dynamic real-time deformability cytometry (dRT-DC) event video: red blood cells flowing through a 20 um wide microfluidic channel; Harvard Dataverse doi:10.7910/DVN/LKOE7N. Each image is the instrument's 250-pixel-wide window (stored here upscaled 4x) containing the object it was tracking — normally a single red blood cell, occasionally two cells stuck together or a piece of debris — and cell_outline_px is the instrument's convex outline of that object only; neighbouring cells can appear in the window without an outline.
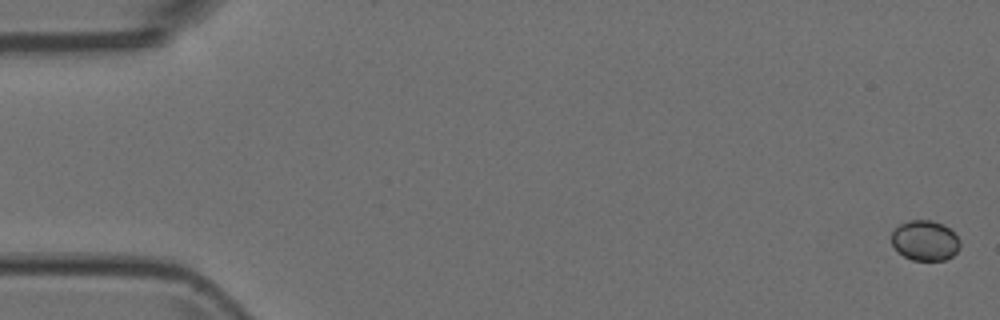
{"species": "Egyptian fruit bat (a non-hibernating species)", "species_latin": "Rousettus aegyptiacus", "temperature_condition": "room temperature", "stored_images_in_passage": 15, "camera_frame_rate_fps": 3000, "um_per_image_px": 0.085, "animal": {"sex": "female"}, "frame": {"image": 1, "passage_image": 1, "time_ms": 0.0, "image_size_px": [1000, 320], "cell_outline_px": [[960, 248], [952, 256], [944, 260], [912, 260], [904, 256], [892, 244], [892, 232], [900, 224], [908, 220], [932, 220], [944, 224], [960, 240]], "centroid_in_image_um": [78.64, 20.44], "position_along_channel_um": 6.4, "area_um2": 15.95}}
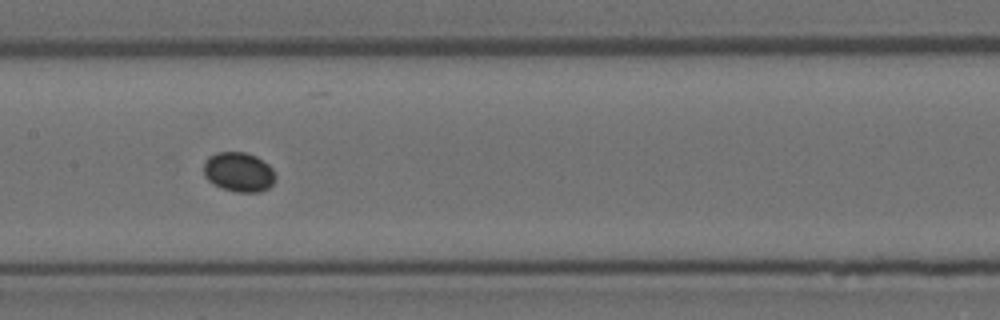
{"frame": {"image": 2, "passage_image": 8, "time_ms": 2.333, "image_size_px": [1000, 320], "cell_outline_px": [[276, 180], [268, 188], [260, 192], [236, 192], [220, 188], [212, 184], [204, 176], [204, 164], [208, 156], [216, 152], [244, 152], [256, 156], [268, 164], [272, 168], [276, 176]], "centroid_in_image_um": [20.29, 14.63], "position_along_channel_um": 187.1, "area_um2": 16.76}}
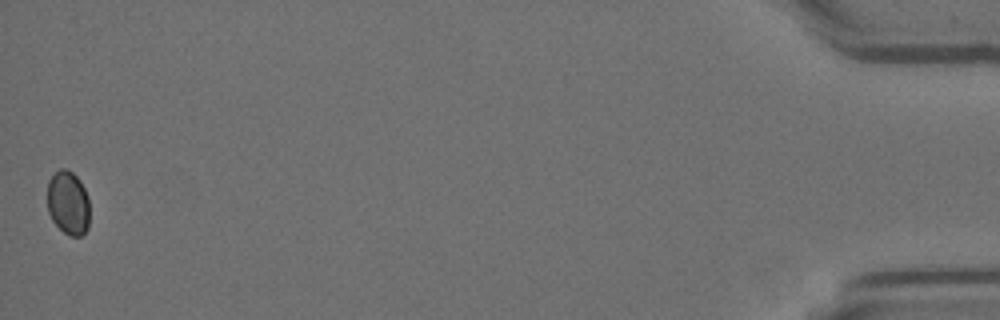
{"frame": {"image": 3, "passage_image": 15, "time_ms": 4.667, "image_size_px": [1000, 320], "cell_outline_px": [[88, 228], [80, 236], [68, 236], [52, 220], [48, 212], [48, 180], [60, 168], [64, 168], [72, 172], [80, 180], [88, 196]], "centroid_in_image_um": [5.79, 17.24], "position_along_channel_um": 429.4, "area_um2": 15.66}}